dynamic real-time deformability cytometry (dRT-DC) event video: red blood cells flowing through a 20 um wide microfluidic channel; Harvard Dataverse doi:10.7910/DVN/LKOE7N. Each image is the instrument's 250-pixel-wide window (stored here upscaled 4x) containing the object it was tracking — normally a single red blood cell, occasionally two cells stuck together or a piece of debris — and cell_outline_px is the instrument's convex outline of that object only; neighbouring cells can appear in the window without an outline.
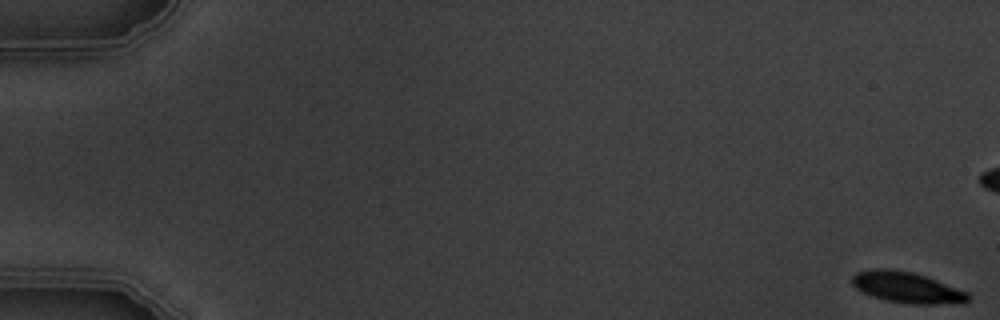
{"species": "common noctule bat (a hibernating species)", "species_latin": "Nyctalus noctula", "temperature_condition": "warm", "stored_images_in_passage": 8, "camera_frame_rate_fps": 3000, "um_per_image_px": 0.085, "animal": {"sex": "male", "body_mass_g": 19.5, "forearm_length_mm": 54.6}, "frame": {"image": 1, "passage_image": 1, "time_ms": 0.0, "image_size_px": [1000, 320], "cell_outline_px": [[972, 296], [964, 304], [912, 304], [884, 300], [872, 296], [856, 288], [852, 284], [852, 276], [856, 272], [876, 268], [888, 268], [912, 272], [936, 280], [968, 292]], "centroid_in_image_um": [77.12, 24.44], "position_along_channel_um": 7.9, "area_um2": 21.04}}